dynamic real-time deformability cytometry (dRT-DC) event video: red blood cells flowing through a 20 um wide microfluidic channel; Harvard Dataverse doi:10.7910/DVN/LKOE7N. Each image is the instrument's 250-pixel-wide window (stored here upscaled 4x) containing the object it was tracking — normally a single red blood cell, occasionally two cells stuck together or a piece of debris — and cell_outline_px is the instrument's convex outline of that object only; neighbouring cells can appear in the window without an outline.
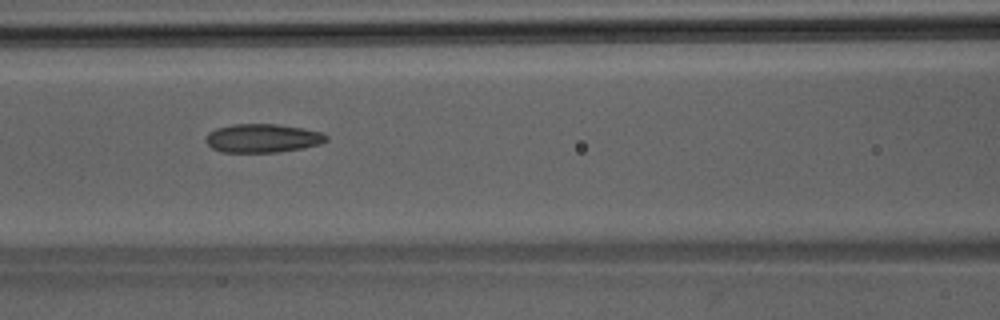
{"species": "Egyptian fruit bat (a non-hibernating species)", "species_latin": "Rousettus aegyptiacus", "temperature_condition": "room temperature", "stored_images_in_passage": 39, "camera_frame_rate_fps": 3000, "um_per_image_px": 0.085, "animal": {"sex": "male"}, "frame": {"image": 1, "passage_image": 14, "time_ms": 4.333, "image_size_px": [1000, 320], "cell_outline_px": [[328, 140], [320, 144], [300, 148], [276, 152], [220, 152], [212, 148], [204, 140], [208, 132], [216, 128], [232, 124], [276, 124], [304, 128], [320, 132], [328, 136]], "centroid_in_image_um": [22.29, 11.74], "position_along_channel_um": 144.3, "area_um2": 20.11}}
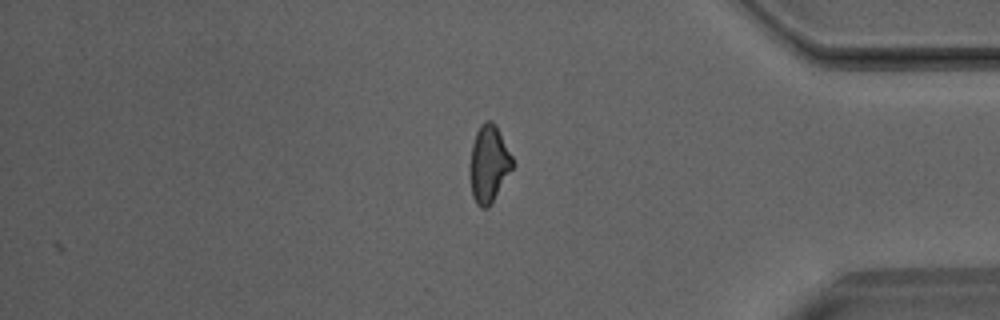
{"frame": {"image": 2, "passage_image": 32, "time_ms": 10.333, "image_size_px": [1000, 320], "cell_outline_px": [[512, 168], [488, 208], [480, 208], [476, 204], [472, 196], [472, 144], [476, 132], [480, 124], [484, 120], [492, 120], [496, 124], [512, 156]], "centroid_in_image_um": [41.56, 13.88], "position_along_channel_um": 393.6, "area_um2": 18.5}}
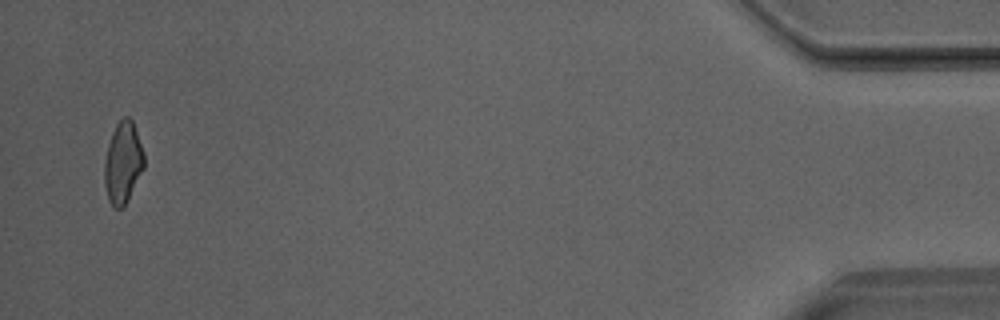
{"frame": {"image": 3, "passage_image": 38, "time_ms": 12.333, "image_size_px": [1000, 320], "cell_outline_px": [[144, 168], [124, 204], [120, 208], [116, 208], [108, 200], [104, 184], [104, 160], [108, 144], [112, 132], [116, 124], [124, 116], [128, 116], [132, 120], [144, 152]], "centroid_in_image_um": [10.43, 13.78], "position_along_channel_um": 424.8, "area_um2": 18.61}}